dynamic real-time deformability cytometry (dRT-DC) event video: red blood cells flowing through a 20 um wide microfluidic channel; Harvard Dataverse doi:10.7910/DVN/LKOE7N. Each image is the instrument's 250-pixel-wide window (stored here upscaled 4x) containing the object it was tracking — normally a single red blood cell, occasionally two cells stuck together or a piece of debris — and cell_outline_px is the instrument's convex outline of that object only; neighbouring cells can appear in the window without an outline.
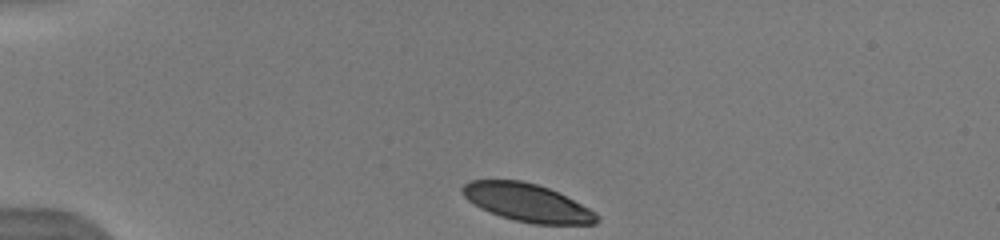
{"species": "human", "species_latin": "Homo sapiens", "temperature_condition": "warm", "stored_images_in_passage": 9, "camera_frame_rate_fps": 3000, "um_per_image_px": 0.085, "donor": {"sex": "male"}, "frame": {"image": 1, "passage_image": 1, "time_ms": 0.0, "image_size_px": [1000, 240], "cell_outline_px": [[600, 220], [596, 224], [532, 224], [500, 216], [480, 208], [468, 200], [464, 196], [460, 188], [468, 180], [520, 180], [536, 184], [548, 188], [596, 212], [600, 216]], "centroid_in_image_um": [44.79, 17.23], "position_along_channel_um": 40.2, "area_um2": 29.48}}